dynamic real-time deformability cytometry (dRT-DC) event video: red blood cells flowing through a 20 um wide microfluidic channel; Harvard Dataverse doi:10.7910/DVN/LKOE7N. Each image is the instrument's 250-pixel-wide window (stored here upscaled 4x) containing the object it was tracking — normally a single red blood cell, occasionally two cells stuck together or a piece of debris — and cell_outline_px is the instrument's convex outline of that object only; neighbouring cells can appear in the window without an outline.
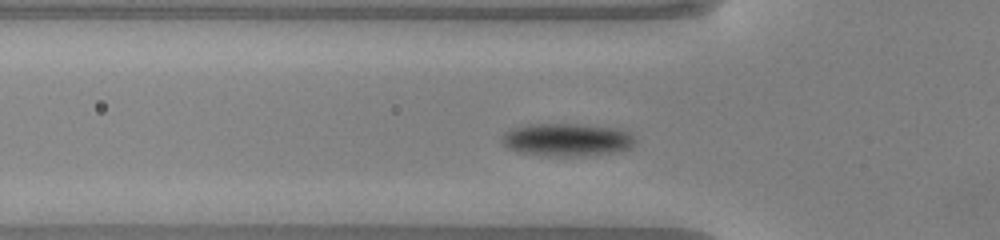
{"species": "common noctule bat (a hibernating species)", "species_latin": "Nyctalus noctula", "temperature_condition": "warm", "stored_images_in_passage": 39, "camera_frame_rate_fps": 3000, "um_per_image_px": 0.085, "animal": {"sex": "male", "body_mass_g": 20.0, "forearm_length_mm": 53.3}, "frame": {"image": 1, "passage_image": 3, "time_ms": 0.667, "image_size_px": [1000, 240], "cell_outline_px": [[636, 140], [632, 148], [592, 156], [540, 156], [516, 152], [508, 148], [504, 144], [504, 132], [512, 128], [528, 124], [580, 124], [608, 128], [628, 132]], "centroid_in_image_um": [48.16, 11.9], "position_along_channel_um": 77.6, "area_um2": 25.49}}
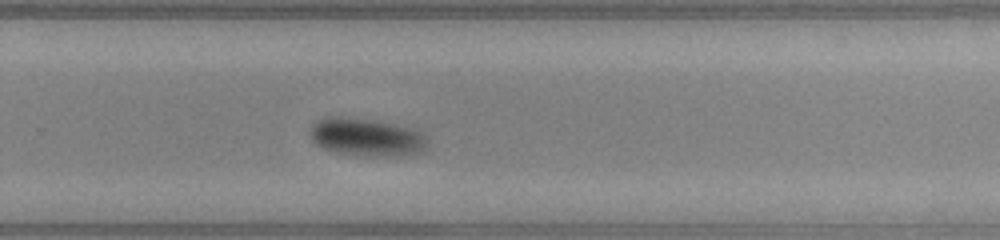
{"frame": {"image": 2, "passage_image": 20, "time_ms": 6.333, "image_size_px": [1000, 240], "cell_outline_px": [[428, 148], [420, 152], [392, 156], [364, 156], [336, 152], [324, 148], [316, 144], [312, 140], [312, 128], [324, 116], [344, 116], [376, 120], [408, 128], [420, 132], [428, 140]], "centroid_in_image_um": [31.17, 11.66], "position_along_channel_um": 298.6, "area_um2": 25.66}}
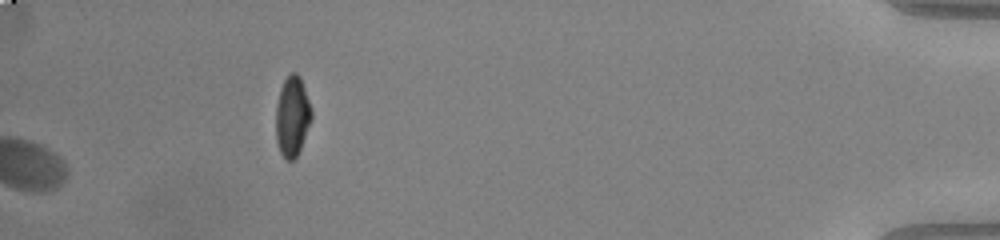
{"frame": {"image": 3, "passage_image": 39, "time_ms": 12.667, "image_size_px": [1000, 240], "cell_outline_px": [[312, 120], [300, 148], [296, 156], [292, 160], [288, 160], [280, 152], [276, 140], [276, 104], [280, 88], [284, 80], [292, 72], [296, 72], [300, 76], [312, 108]], "centroid_in_image_um": [24.85, 9.86], "position_along_channel_um": 410.4, "area_um2": 16.65}, "authors_computed_cell_mechanics": {"area_um2": 25.2586, "velocity_mm_per_s": 3.9138, "shape_relaxation_time_tau1_ms": 4.8651, "shape_relaxation_time_tau2_ms": null, "deformation_change_tau1": 0.158, "deformation_change_tau2": null}}